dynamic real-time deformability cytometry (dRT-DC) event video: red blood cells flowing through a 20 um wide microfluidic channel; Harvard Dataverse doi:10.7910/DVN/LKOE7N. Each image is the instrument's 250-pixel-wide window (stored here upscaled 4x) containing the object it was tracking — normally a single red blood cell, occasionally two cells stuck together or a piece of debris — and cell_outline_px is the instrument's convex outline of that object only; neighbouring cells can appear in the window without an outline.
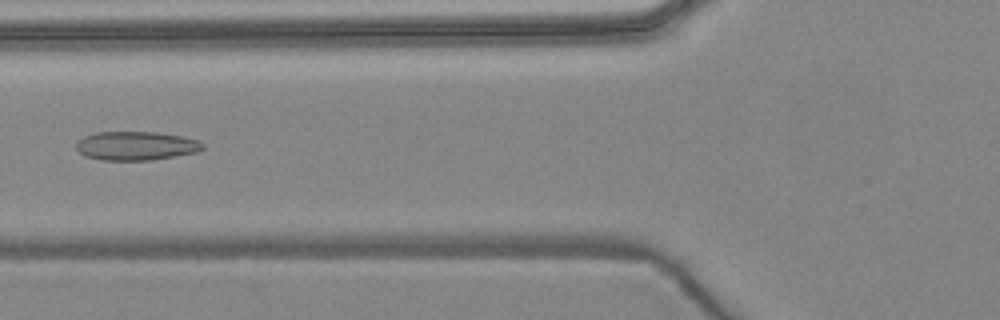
{"species": "common noctule bat (a hibernating species)", "species_latin": "Nyctalus noctula", "temperature_condition": "warm", "stored_images_in_passage": 7, "camera_frame_rate_fps": 3000, "um_per_image_px": 0.085, "animal": {"sex": "female", "body_mass_g": 24.6, "forearm_length_mm": 56.2}, "frame": {"image": 1, "passage_image": 6, "time_ms": 6.0, "image_size_px": [1000, 320], "cell_outline_px": [[204, 148], [196, 152], [152, 160], [100, 160], [84, 156], [76, 148], [76, 140], [84, 136], [96, 132], [156, 132], [180, 136], [196, 140], [204, 144]], "centroid_in_image_um": [11.51, 12.39], "position_along_channel_um": 114.3, "area_um2": 21.21}}
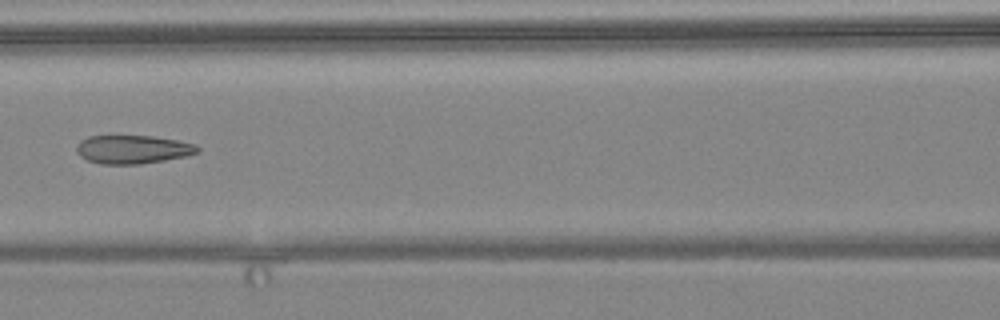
{"frame": {"image": 2, "passage_image": 7, "time_ms": 7.0, "image_size_px": [1000, 320], "cell_outline_px": [[200, 152], [188, 156], [140, 164], [100, 164], [88, 160], [80, 156], [76, 152], [76, 144], [80, 140], [88, 136], [152, 136], [176, 140], [196, 144], [200, 148]], "centroid_in_image_um": [11.29, 12.7], "position_along_channel_um": 155.3, "area_um2": 20.23}}